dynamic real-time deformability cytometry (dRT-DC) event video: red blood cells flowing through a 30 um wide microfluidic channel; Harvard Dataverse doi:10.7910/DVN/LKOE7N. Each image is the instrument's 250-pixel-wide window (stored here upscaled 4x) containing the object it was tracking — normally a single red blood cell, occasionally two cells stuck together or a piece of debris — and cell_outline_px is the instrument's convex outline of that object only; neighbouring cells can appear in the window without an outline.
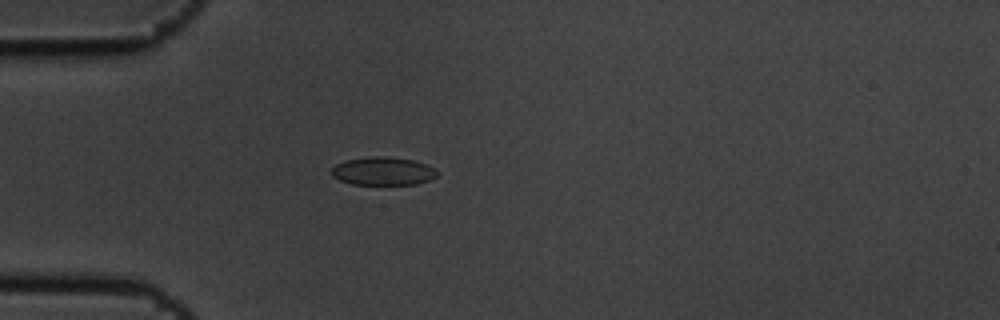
{"species": "common noctule bat (a hibernating species)", "species_latin": "Nyctalus noctula", "temperature_condition": "cold", "stored_images_in_passage": 1, "camera_frame_rate_fps": 3000, "um_per_image_px": 0.085, "animal": {"sex": "male", "body_mass_g": 19.5, "forearm_length_mm": 54.6}, "frame": {"image": 1, "passage_image": 1, "time_ms": 0.0, "image_size_px": [1000, 320], "cell_outline_px": [[440, 172], [436, 176], [428, 180], [416, 184], [352, 184], [340, 180], [332, 176], [332, 168], [336, 164], [344, 160], [372, 156], [384, 156], [412, 160], [424, 164]], "centroid_in_image_um": [32.53, 14.54], "position_along_channel_um": 52.5, "area_um2": 17.17}}